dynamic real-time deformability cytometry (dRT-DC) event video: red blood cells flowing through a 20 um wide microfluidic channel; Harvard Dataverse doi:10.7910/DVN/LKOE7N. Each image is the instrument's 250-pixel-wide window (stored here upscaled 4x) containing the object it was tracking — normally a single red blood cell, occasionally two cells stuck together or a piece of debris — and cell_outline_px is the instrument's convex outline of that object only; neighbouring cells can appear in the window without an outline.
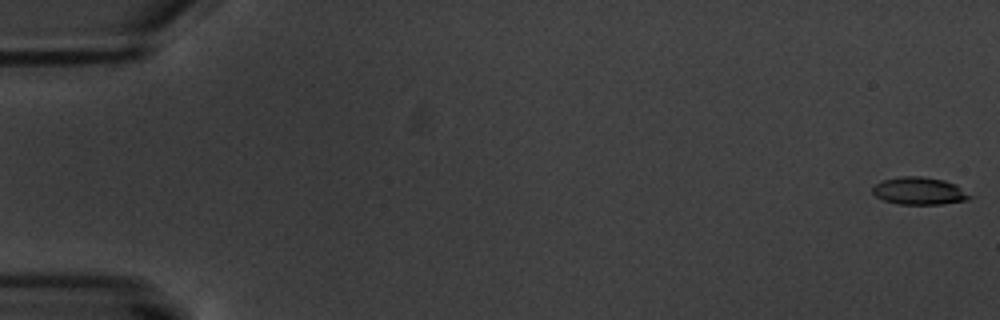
{"species": "common noctule bat (a hibernating species)", "species_latin": "Nyctalus noctula", "temperature_condition": "warm", "stored_images_in_passage": 6, "camera_frame_rate_fps": 3000, "um_per_image_px": 0.085, "animal": {"sex": "male", "body_mass_g": 20.1, "forearm_length_mm": 53.5}, "frame": {"image": 1, "passage_image": 1, "time_ms": 0.0, "image_size_px": [1000, 320], "cell_outline_px": [[976, 196], [968, 200], [944, 204], [896, 204], [884, 200], [876, 196], [872, 192], [872, 188], [880, 180], [900, 176], [920, 176], [944, 180], [956, 184]], "centroid_in_image_um": [78.19, 16.23], "position_along_channel_um": 6.8, "area_um2": 15.9}}
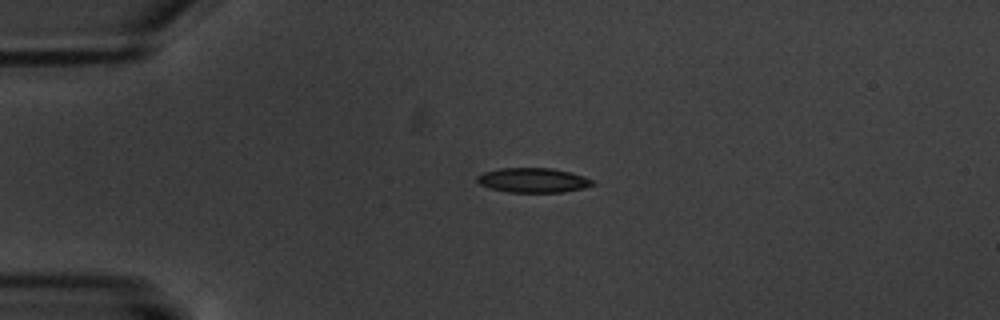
{"frame": {"image": 2, "passage_image": 5, "time_ms": 4.667, "image_size_px": [1000, 320], "cell_outline_px": [[596, 184], [584, 188], [560, 192], [508, 192], [492, 188], [480, 184], [476, 180], [476, 176], [484, 172], [500, 168], [552, 168], [584, 176], [592, 180]], "centroid_in_image_um": [45.31, 15.31], "position_along_channel_um": 39.7, "area_um2": 16.42}}